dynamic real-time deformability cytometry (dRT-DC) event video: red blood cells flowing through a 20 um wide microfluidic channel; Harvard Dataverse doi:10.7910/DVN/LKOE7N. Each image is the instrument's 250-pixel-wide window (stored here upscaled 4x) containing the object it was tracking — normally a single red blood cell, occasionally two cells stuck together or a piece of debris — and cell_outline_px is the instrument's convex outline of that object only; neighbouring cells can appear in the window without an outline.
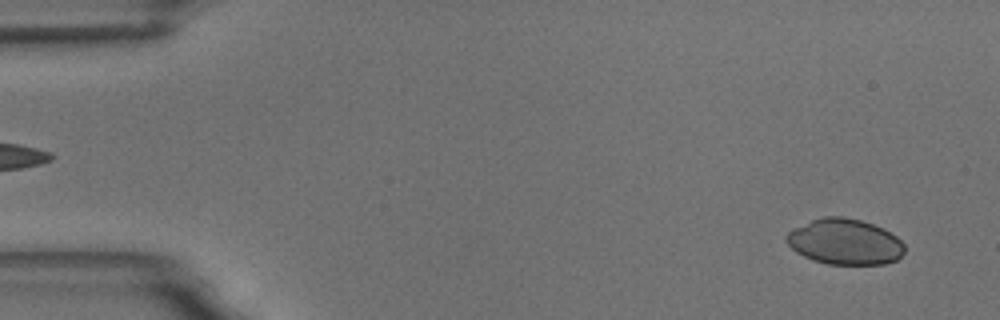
{"species": "common noctule bat (a hibernating species)", "species_latin": "Nyctalus noctula", "temperature_condition": "room temperature", "stored_images_in_passage": 57, "camera_frame_rate_fps": 3000, "um_per_image_px": 0.085, "animal": {"sex": "male", "body_mass_g": 18.8}, "frame": {"image": 1, "passage_image": 3, "time_ms": 0.667, "image_size_px": [1000, 320], "cell_outline_px": [[904, 252], [896, 260], [884, 264], [828, 264], [812, 260], [796, 252], [784, 240], [784, 236], [788, 232], [812, 220], [824, 216], [844, 216], [860, 220], [884, 228], [896, 236], [904, 244]], "centroid_in_image_um": [71.81, 20.55], "position_along_channel_um": 13.2, "area_um2": 31.44}}
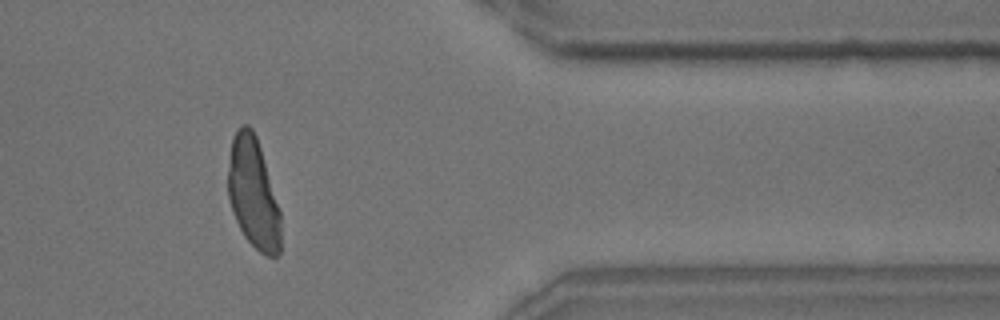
{"frame": {"image": 2, "passage_image": 47, "time_ms": 15.333, "image_size_px": [1000, 320], "cell_outline_px": [[280, 252], [276, 256], [268, 256], [260, 252], [244, 236], [236, 220], [228, 196], [228, 168], [232, 136], [244, 124], [248, 124], [252, 128], [256, 136], [260, 148], [280, 212]], "centroid_in_image_um": [21.51, 16.43], "position_along_channel_um": 389.9, "area_um2": 33.41}}